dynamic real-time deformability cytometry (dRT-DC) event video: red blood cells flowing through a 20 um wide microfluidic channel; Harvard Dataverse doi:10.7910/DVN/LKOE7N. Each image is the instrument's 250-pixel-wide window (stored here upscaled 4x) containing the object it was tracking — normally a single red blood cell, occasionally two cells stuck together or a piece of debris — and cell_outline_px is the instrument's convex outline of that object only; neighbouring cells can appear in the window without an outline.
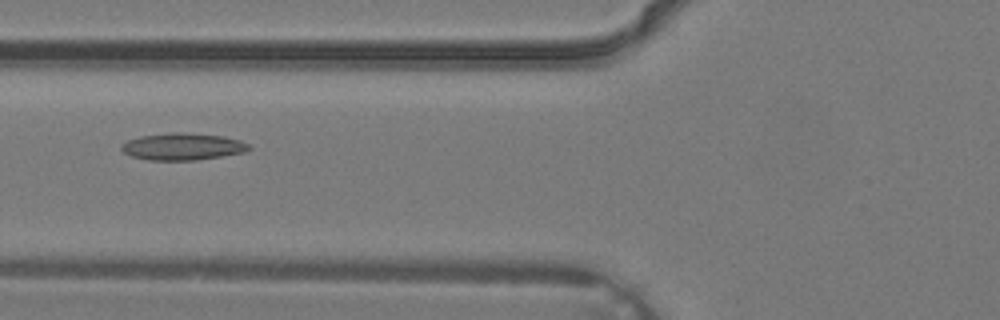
{"species": "common noctule bat (a hibernating species)", "species_latin": "Nyctalus noctula", "temperature_condition": "warm", "stored_images_in_passage": 5, "camera_frame_rate_fps": 3000, "um_per_image_px": 0.085, "animal": {"sex": "male", "body_mass_g": 19.2, "forearm_length_mm": 51.8}, "frame": {"image": 1, "passage_image": 5, "time_ms": 1.333, "image_size_px": [1000, 320], "cell_outline_px": [[252, 148], [244, 152], [196, 160], [148, 160], [132, 156], [124, 152], [120, 148], [120, 144], [128, 140], [140, 136], [172, 132], [180, 132], [224, 136], [240, 140], [248, 144]], "centroid_in_image_um": [15.51, 12.45], "position_along_channel_um": 110.3, "area_um2": 20.0}}